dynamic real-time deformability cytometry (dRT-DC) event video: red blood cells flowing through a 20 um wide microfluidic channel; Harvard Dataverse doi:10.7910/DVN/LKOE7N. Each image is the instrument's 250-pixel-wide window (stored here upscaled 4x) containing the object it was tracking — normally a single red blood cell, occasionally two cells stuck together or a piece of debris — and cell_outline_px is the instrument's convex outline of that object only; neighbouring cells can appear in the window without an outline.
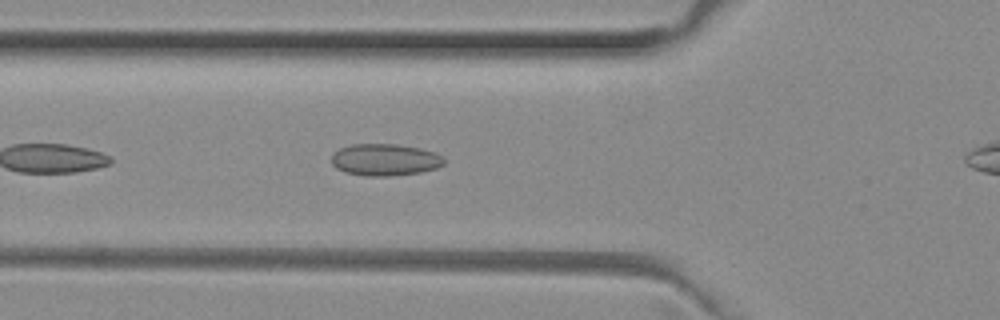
{"species": "common noctule bat (a hibernating species)", "species_latin": "Nyctalus noctula", "temperature_condition": "room temperature", "stored_images_in_passage": 31, "camera_frame_rate_fps": 3000, "um_per_image_px": 0.085, "animal": {"sex": "female", "body_mass_g": 29.2, "forearm_length_mm": 56.3}, "frame": {"image": 1, "passage_image": 5, "time_ms": 1.333, "image_size_px": [1000, 320], "cell_outline_px": [[444, 164], [436, 168], [420, 172], [392, 176], [364, 176], [344, 172], [336, 168], [332, 164], [332, 152], [340, 148], [352, 144], [396, 144], [420, 148], [436, 152], [444, 156]], "centroid_in_image_um": [32.72, 13.58], "position_along_channel_um": 93.1, "area_um2": 21.15}}
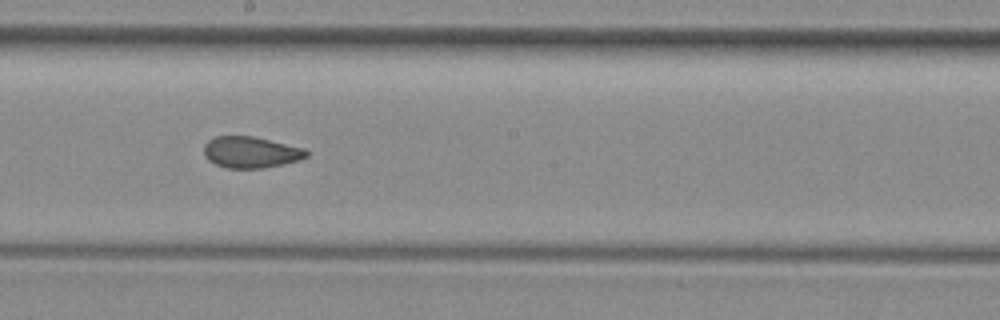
{"frame": {"image": 2, "passage_image": 15, "time_ms": 4.667, "image_size_px": [1000, 320], "cell_outline_px": [[308, 156], [300, 160], [284, 164], [264, 168], [228, 168], [216, 164], [208, 160], [204, 156], [204, 144], [208, 140], [216, 136], [252, 136], [304, 148], [308, 152]], "centroid_in_image_um": [21.31, 12.94], "position_along_channel_um": 226.9, "area_um2": 18.73}}
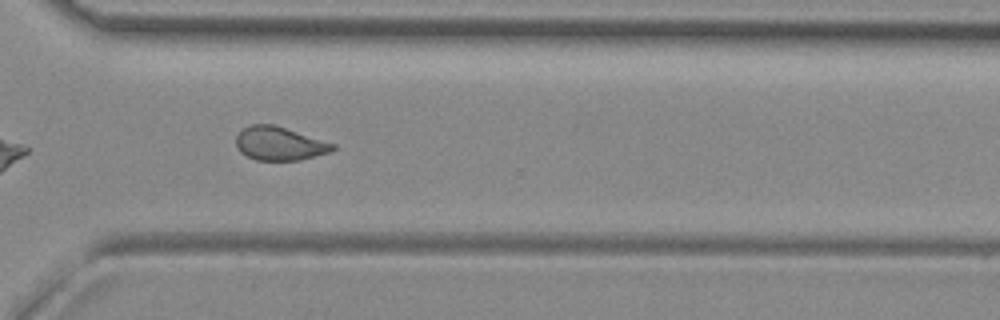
{"frame": {"image": 3, "passage_image": 24, "time_ms": 7.667, "image_size_px": [1000, 320], "cell_outline_px": [[336, 148], [332, 152], [300, 160], [256, 160], [240, 152], [236, 148], [236, 136], [244, 128], [252, 124], [272, 124], [336, 144]], "centroid_in_image_um": [23.77, 12.21], "position_along_channel_um": 346.8, "area_um2": 18.84}}